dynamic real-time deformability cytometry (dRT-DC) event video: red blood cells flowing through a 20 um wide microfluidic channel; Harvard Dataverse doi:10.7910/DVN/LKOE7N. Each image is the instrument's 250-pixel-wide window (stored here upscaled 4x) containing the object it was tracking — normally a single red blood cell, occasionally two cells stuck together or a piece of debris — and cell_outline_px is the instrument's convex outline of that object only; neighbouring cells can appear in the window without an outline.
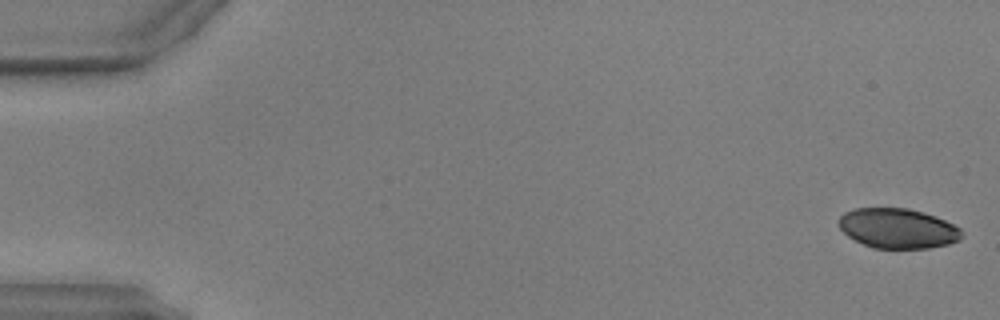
{"species": "common noctule bat (a hibernating species)", "species_latin": "Nyctalus noctula", "temperature_condition": "warm", "stored_images_in_passage": 51, "camera_frame_rate_fps": 3000, "um_per_image_px": 0.085, "animal": {"sex": "male", "body_mass_g": 17.9, "forearm_length_mm": 54.2}, "frame": {"image": 1, "passage_image": 1, "time_ms": 0.0, "image_size_px": [1000, 320], "cell_outline_px": [[964, 236], [960, 240], [948, 244], [928, 248], [872, 248], [848, 236], [836, 224], [836, 220], [844, 212], [856, 208], [908, 208], [924, 212], [936, 216], [960, 228], [964, 232]], "centroid_in_image_um": [76.31, 19.4], "position_along_channel_um": 8.7, "area_um2": 28.84}}
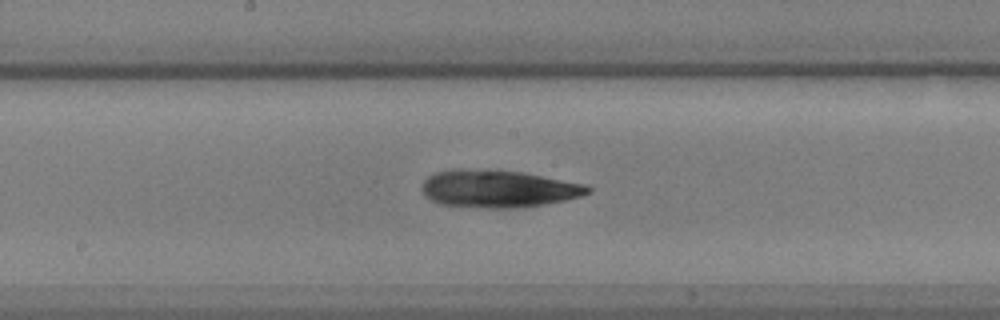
{"frame": {"image": 2, "passage_image": 27, "time_ms": 8.667, "image_size_px": [1000, 320], "cell_outline_px": [[592, 192], [580, 196], [564, 200], [544, 204], [520, 208], [488, 208], [440, 204], [432, 200], [420, 188], [420, 184], [428, 176], [436, 172], [452, 168], [488, 168], [524, 172], [584, 184], [592, 188]], "centroid_in_image_um": [42.33, 16.01], "position_along_channel_um": 205.9, "area_um2": 36.7}}
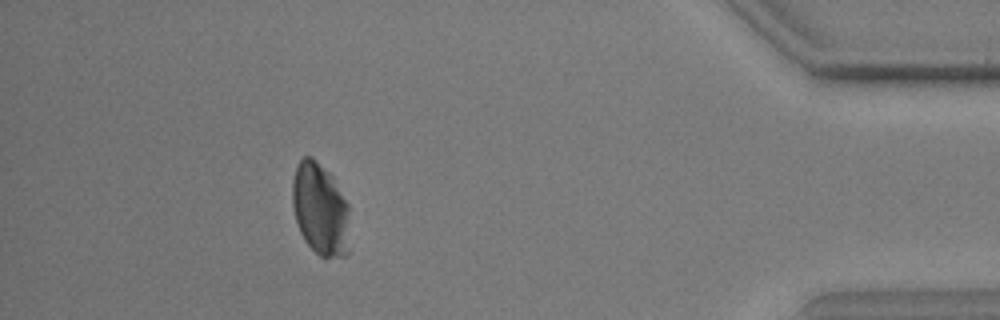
{"frame": {"image": 3, "passage_image": 46, "time_ms": 15.0, "image_size_px": [1000, 320], "cell_outline_px": [[348, 252], [344, 256], [320, 256], [304, 240], [300, 232], [296, 220], [292, 204], [292, 180], [296, 164], [304, 156], [312, 156], [332, 176], [348, 204]], "centroid_in_image_um": [27.19, 17.75], "position_along_channel_um": 408.0, "area_um2": 30.69}}